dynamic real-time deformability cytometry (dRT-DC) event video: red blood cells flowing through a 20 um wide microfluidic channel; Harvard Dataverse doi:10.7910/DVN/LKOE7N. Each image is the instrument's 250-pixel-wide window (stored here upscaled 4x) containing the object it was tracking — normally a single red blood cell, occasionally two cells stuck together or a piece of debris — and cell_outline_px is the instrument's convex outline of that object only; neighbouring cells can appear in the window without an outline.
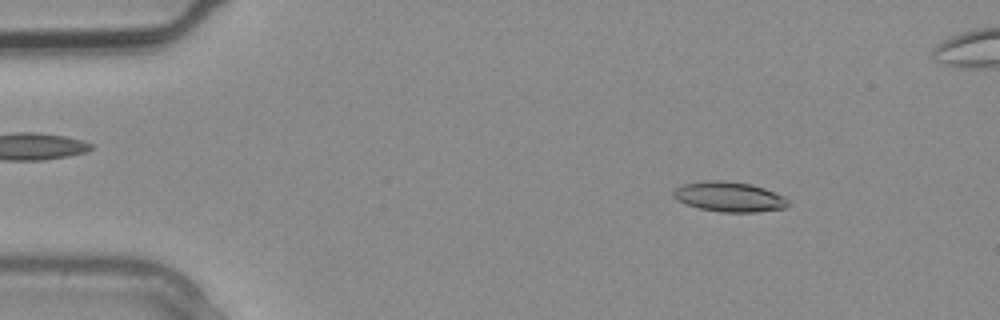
{"species": "common noctule bat (a hibernating species)", "species_latin": "Nyctalus noctula", "temperature_condition": "warm", "stored_images_in_passage": 3, "camera_frame_rate_fps": 3000, "um_per_image_px": 0.085, "animal": {"sex": "male", "body_mass_g": 20.4}, "frame": {"image": 1, "passage_image": 1, "time_ms": 0.0, "image_size_px": [1000, 320], "cell_outline_px": [[792, 204], [784, 208], [756, 212], [720, 212], [700, 208], [676, 200], [672, 196], [672, 192], [676, 188], [684, 184], [708, 180], [720, 180], [748, 184], [764, 188], [784, 196]], "centroid_in_image_um": [61.99, 16.73], "position_along_channel_um": 23.0, "area_um2": 19.94}}